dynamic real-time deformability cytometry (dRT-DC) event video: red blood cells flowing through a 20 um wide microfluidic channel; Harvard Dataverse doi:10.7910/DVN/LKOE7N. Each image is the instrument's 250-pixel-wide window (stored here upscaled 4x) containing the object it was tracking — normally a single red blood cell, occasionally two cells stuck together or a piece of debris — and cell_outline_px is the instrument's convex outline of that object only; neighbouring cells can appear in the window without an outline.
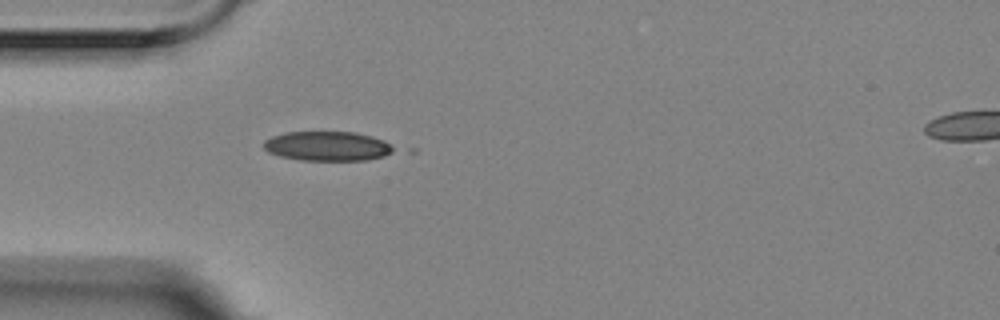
{"species": "Egyptian fruit bat (a non-hibernating species)", "species_latin": "Rousettus aegyptiacus", "temperature_condition": "room temperature", "stored_images_in_passage": 5, "segment_of_instrument_passage": [1, 2], "camera_frame_rate_fps": 3000, "um_per_image_px": 0.085, "animal": {"sex": "female"}, "frame": {"image": 1, "passage_image": 4, "time_ms": 1.0, "image_size_px": [1000, 320], "cell_outline_px": [[396, 148], [392, 152], [384, 156], [368, 160], [300, 160], [280, 156], [268, 152], [260, 144], [264, 140], [272, 136], [284, 132], [356, 132], [372, 136], [384, 140]], "centroid_in_image_um": [27.81, 12.41], "position_along_channel_um": 57.2, "area_um2": 22.54}}